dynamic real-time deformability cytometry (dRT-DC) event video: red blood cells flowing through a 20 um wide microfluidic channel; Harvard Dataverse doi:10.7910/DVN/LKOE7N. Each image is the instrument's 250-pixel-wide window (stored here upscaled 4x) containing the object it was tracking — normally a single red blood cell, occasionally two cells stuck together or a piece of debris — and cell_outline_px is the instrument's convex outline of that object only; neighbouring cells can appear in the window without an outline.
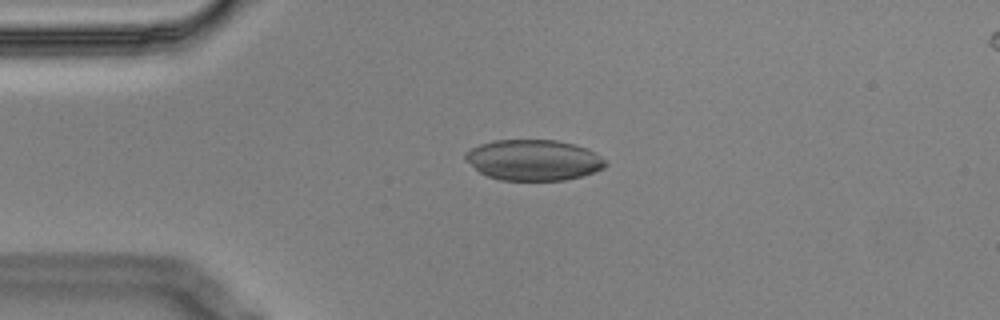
{"species": "Egyptian fruit bat (a non-hibernating species)", "species_latin": "Rousettus aegyptiacus", "temperature_condition": "cold", "stored_images_in_passage": 6, "camera_frame_rate_fps": 3000, "um_per_image_px": 0.085, "animal": {"sex": "male"}, "frame": {"image": 1, "passage_image": 2, "time_ms": 0.333, "image_size_px": [1000, 320], "cell_outline_px": [[608, 164], [604, 168], [580, 176], [564, 180], [500, 180], [488, 176], [480, 172], [464, 156], [464, 152], [480, 144], [496, 140], [556, 140], [572, 144], [584, 148], [600, 156]], "centroid_in_image_um": [45.34, 13.6], "position_along_channel_um": 39.7, "area_um2": 32.77}}
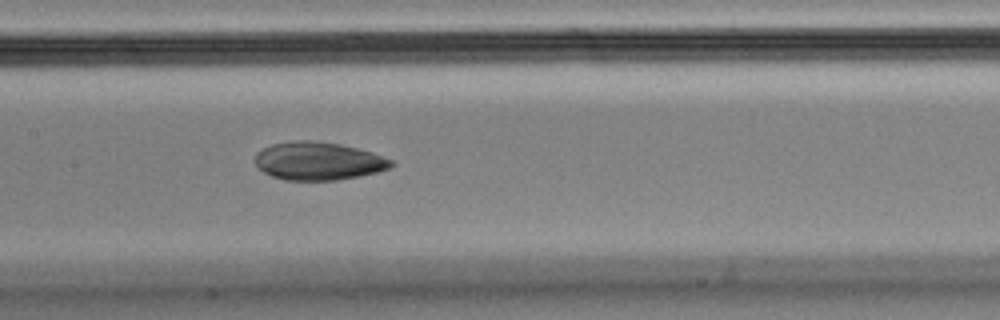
{"frame": {"image": 2, "passage_image": 6, "time_ms": 1.667, "image_size_px": [1000, 320], "cell_outline_px": [[396, 164], [388, 168], [376, 172], [360, 176], [336, 180], [284, 180], [272, 176], [264, 172], [256, 164], [256, 152], [272, 144], [292, 140], [312, 140], [340, 144], [372, 152], [392, 160]], "centroid_in_image_um": [27.06, 13.68], "position_along_channel_um": 180.3, "area_um2": 30.11}}